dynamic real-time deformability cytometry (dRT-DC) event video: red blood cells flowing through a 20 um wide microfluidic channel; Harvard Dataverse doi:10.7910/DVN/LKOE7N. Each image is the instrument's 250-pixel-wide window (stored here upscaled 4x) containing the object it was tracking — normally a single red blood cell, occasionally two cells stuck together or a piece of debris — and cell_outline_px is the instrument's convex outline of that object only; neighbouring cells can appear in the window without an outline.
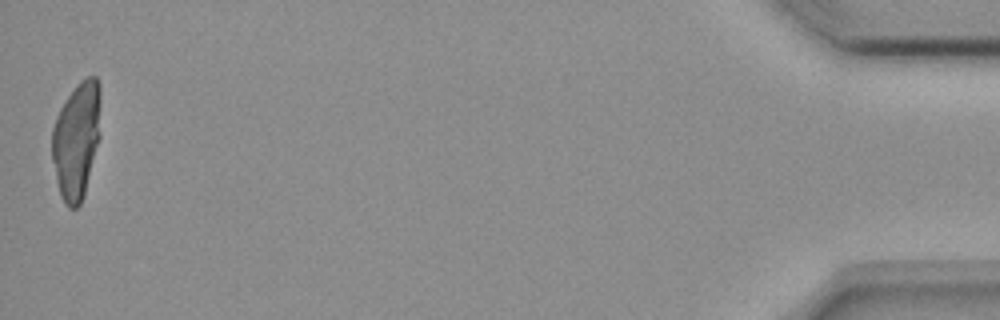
{"species": "common noctule bat (a hibernating species)", "species_latin": "Nyctalus noctula", "temperature_condition": "room temperature", "stored_images_in_passage": 55, "camera_frame_rate_fps": 3000, "um_per_image_px": 0.085, "animal": {"sex": "female", "body_mass_g": 18.4}, "frame": {"image": 1, "passage_image": 55, "time_ms": 18.0, "image_size_px": [1000, 320], "cell_outline_px": [[100, 136], [84, 196], [80, 204], [76, 208], [68, 208], [64, 204], [60, 196], [56, 180], [52, 160], [52, 128], [56, 116], [60, 108], [68, 96], [80, 80], [88, 76], [96, 76], [100, 84]], "centroid_in_image_um": [6.5, 11.92], "position_along_channel_um": 428.7, "area_um2": 33.52}}